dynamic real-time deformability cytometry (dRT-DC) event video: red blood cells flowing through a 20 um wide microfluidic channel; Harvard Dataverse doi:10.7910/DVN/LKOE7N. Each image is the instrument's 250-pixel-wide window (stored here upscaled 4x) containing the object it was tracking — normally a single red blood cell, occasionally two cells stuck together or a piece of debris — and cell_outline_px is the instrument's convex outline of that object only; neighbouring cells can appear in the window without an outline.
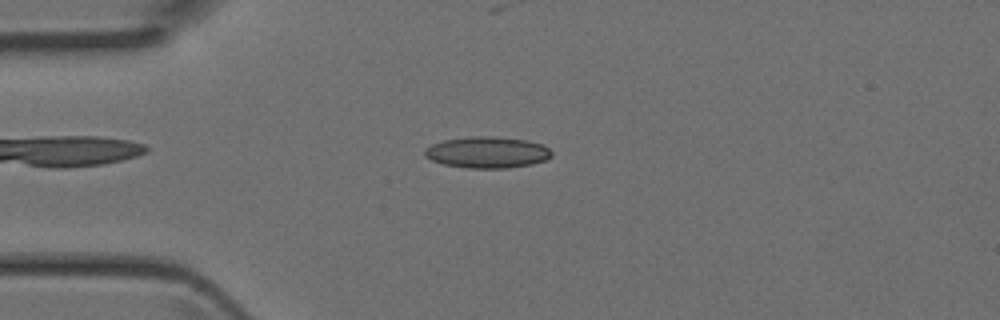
{"species": "Egyptian fruit bat (a non-hibernating species)", "species_latin": "Rousettus aegyptiacus", "temperature_condition": "room temperature", "stored_images_in_passage": 3, "camera_frame_rate_fps": 3000, "um_per_image_px": 0.085, "animal": {"sex": "female"}, "frame": {"image": 1, "passage_image": 3, "time_ms": 0.667, "image_size_px": [1000, 320], "cell_outline_px": [[552, 156], [548, 160], [532, 164], [508, 168], [468, 168], [444, 164], [432, 160], [424, 156], [424, 148], [432, 144], [444, 140], [472, 136], [492, 136], [528, 140], [544, 144], [552, 152]], "centroid_in_image_um": [41.45, 12.95], "position_along_channel_um": 43.6, "area_um2": 23.41}}